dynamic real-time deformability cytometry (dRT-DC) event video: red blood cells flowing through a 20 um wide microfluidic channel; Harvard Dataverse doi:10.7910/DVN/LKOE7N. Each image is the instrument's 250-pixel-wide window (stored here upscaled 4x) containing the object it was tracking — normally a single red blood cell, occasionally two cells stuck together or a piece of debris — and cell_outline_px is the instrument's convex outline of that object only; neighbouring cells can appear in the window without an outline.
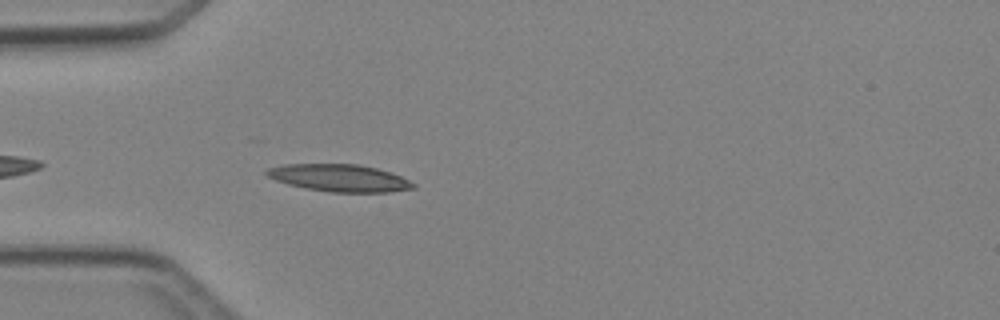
{"species": "Egyptian fruit bat (a non-hibernating species)", "species_latin": "Rousettus aegyptiacus", "temperature_condition": "cold", "stored_images_in_passage": 3, "camera_frame_rate_fps": 3000, "um_per_image_px": 0.085, "animal": {"sex": "female"}, "frame": {"image": 1, "passage_image": 3, "time_ms": 2.333, "image_size_px": [1000, 320], "cell_outline_px": [[416, 188], [388, 192], [332, 192], [308, 188], [288, 184], [276, 180], [268, 176], [264, 172], [268, 168], [284, 164], [360, 164], [392, 172], [416, 184]], "centroid_in_image_um": [28.88, 15.12], "position_along_channel_um": 56.1, "area_um2": 23.18}}